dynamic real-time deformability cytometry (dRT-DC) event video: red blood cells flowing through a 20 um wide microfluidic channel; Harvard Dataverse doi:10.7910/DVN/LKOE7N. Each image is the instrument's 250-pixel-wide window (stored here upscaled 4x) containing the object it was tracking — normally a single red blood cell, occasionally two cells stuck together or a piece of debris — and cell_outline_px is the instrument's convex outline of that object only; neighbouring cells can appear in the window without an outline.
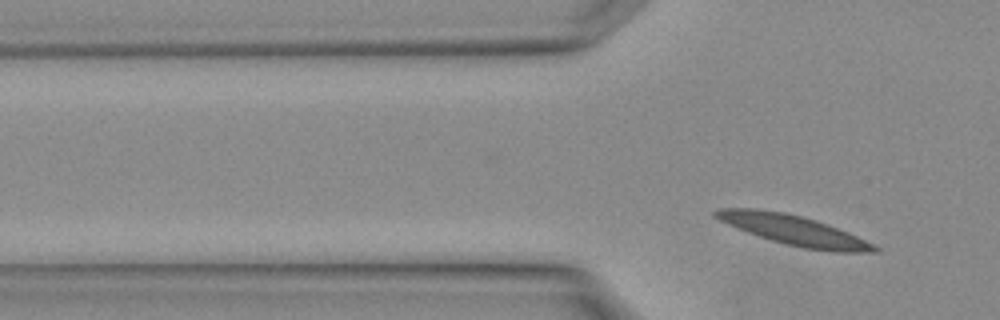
{"species": "Egyptian fruit bat (a non-hibernating species)", "species_latin": "Rousettus aegyptiacus", "temperature_condition": "warm", "stored_images_in_passage": 2, "camera_frame_rate_fps": 3000, "um_per_image_px": 0.085, "animal": {"sex": "female"}, "frame": {"image": 1, "passage_image": 2, "time_ms": 0.333, "image_size_px": [1000, 320], "cell_outline_px": [[880, 248], [876, 252], [832, 252], [804, 248], [772, 240], [748, 232], [728, 224], [712, 216], [712, 212], [720, 208], [756, 208], [784, 212], [816, 220], [848, 232]], "centroid_in_image_um": [67.45, 19.55], "position_along_channel_um": 58.4, "area_um2": 27.22}}